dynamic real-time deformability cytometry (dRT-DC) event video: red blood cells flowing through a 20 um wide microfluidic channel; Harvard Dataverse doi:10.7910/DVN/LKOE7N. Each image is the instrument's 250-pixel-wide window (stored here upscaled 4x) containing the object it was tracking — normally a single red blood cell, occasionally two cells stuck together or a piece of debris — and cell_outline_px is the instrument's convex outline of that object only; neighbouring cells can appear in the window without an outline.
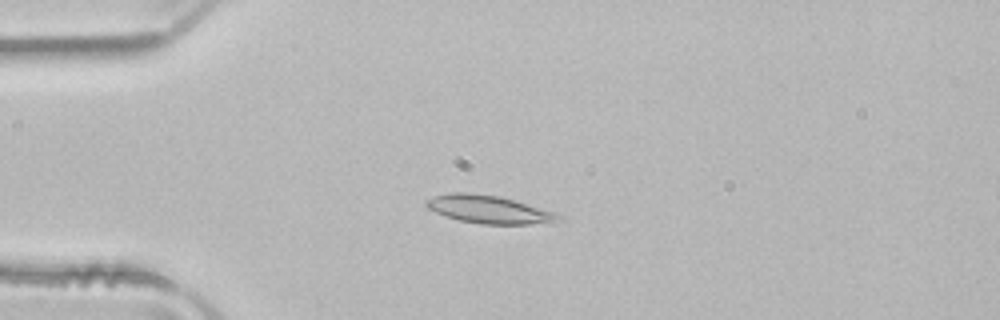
{"species": "common noctule bat (a hibernating species)", "species_latin": "Nyctalus noctula", "temperature_condition": "room temperature", "stored_images_in_passage": 51, "camera_frame_rate_fps": 3000, "um_per_image_px": 0.085, "animal": {"sex": "male", "body_mass_g": 21.5, "forearm_length_mm": 52.0}, "frame": {"image": 1, "passage_image": 13, "time_ms": 4.0, "image_size_px": [1000, 320], "cell_outline_px": [[564, 216], [560, 220], [532, 224], [480, 224], [460, 220], [444, 216], [428, 208], [424, 204], [424, 200], [436, 196], [452, 192], [468, 192], [500, 196], [556, 212]], "centroid_in_image_um": [41.55, 17.79], "position_along_channel_um": 43.4, "area_um2": 21.56}}
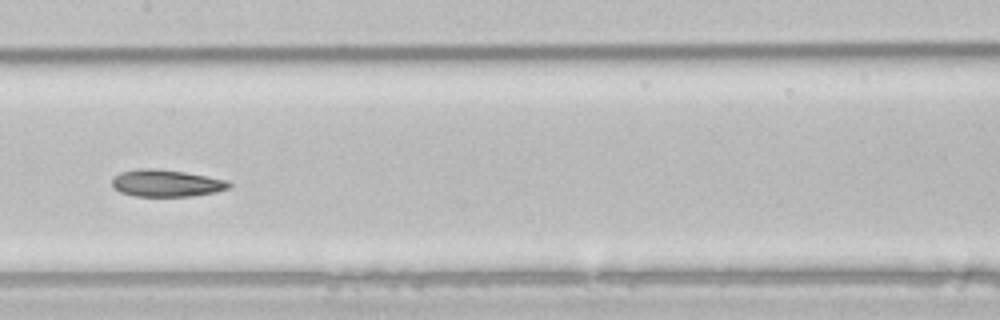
{"frame": {"image": 2, "passage_image": 26, "time_ms": 8.333, "image_size_px": [1000, 320], "cell_outline_px": [[232, 184], [228, 188], [216, 192], [192, 196], [136, 196], [120, 192], [112, 188], [112, 180], [120, 172], [140, 168], [152, 168], [184, 172], [224, 180]], "centroid_in_image_um": [14.09, 15.58], "position_along_channel_um": 193.3, "area_um2": 18.21}}
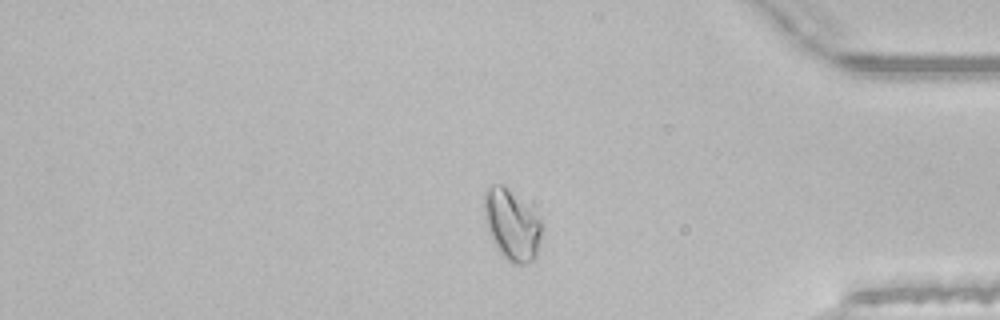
{"frame": {"image": 3, "passage_image": 43, "time_ms": 14.0, "image_size_px": [1000, 320], "cell_outline_px": [[544, 224], [536, 256], [532, 260], [524, 264], [512, 264], [496, 248], [488, 232], [484, 212], [484, 192], [492, 184], [504, 184]], "centroid_in_image_um": [43.49, 19.12], "position_along_channel_um": 391.7, "area_um2": 23.47}, "authors_computed_cell_mechanics": {"area_um2": 20.4034, "velocity_mm_per_s": 3.9421, "shape_relaxation_time_tau1_ms": 6.0688, "shape_relaxation_time_tau2_ms": 3.9311, "deformation_change_tau1": 0.1464, "deformation_change_tau2": 0.0989}}